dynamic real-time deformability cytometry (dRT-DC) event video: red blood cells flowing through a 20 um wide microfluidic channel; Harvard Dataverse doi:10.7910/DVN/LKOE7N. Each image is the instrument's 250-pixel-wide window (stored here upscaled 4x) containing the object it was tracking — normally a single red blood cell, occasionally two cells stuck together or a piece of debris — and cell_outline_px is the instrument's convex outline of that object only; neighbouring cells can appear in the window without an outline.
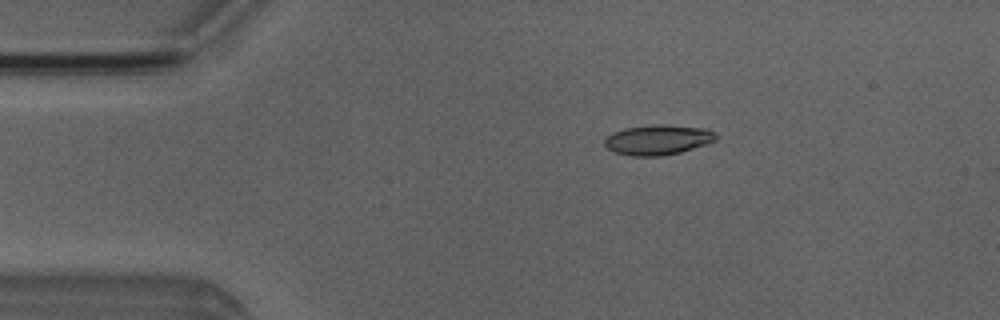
{"species": "Egyptian fruit bat (a non-hibernating species)", "species_latin": "Rousettus aegyptiacus", "temperature_condition": "room temperature", "stored_images_in_passage": 7, "camera_frame_rate_fps": 3000, "um_per_image_px": 0.085, "animal": {"sex": "male"}, "frame": {"image": 1, "passage_image": 3, "time_ms": 2.333, "image_size_px": [1000, 320], "cell_outline_px": [[716, 140], [680, 152], [664, 156], [632, 156], [612, 152], [604, 144], [604, 140], [612, 132], [624, 128], [652, 124], [664, 124], [708, 128], [716, 132]], "centroid_in_image_um": [55.9, 11.87], "position_along_channel_um": 29.1, "area_um2": 19.71}}